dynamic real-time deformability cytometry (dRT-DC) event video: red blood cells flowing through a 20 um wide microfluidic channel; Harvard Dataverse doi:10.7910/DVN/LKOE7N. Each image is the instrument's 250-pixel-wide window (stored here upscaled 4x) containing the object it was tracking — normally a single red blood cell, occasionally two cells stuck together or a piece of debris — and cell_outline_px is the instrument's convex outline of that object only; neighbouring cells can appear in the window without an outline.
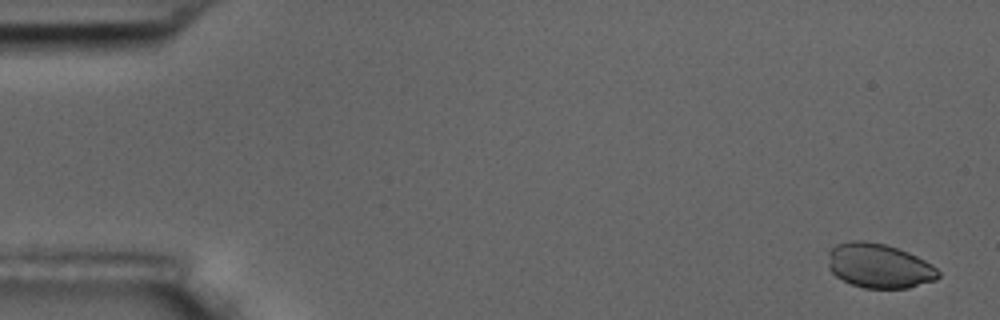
{"species": "common noctule bat (a hibernating species)", "species_latin": "Nyctalus noctula", "temperature_condition": "room temperature", "stored_images_in_passage": 15, "camera_frame_rate_fps": 3000, "um_per_image_px": 0.085, "animal": {"sex": "male", "body_mass_g": 17.5, "forearm_length_mm": 52.3}, "frame": {"image": 1, "passage_image": 1, "time_ms": 0.0, "image_size_px": [1000, 320], "cell_outline_px": [[940, 276], [936, 280], [908, 288], [864, 288], [852, 284], [836, 276], [828, 268], [828, 252], [836, 244], [852, 240], [864, 240], [884, 244], [908, 252], [932, 264], [940, 272]], "centroid_in_image_um": [74.72, 22.59], "position_along_channel_um": 10.3, "area_um2": 28.61}}
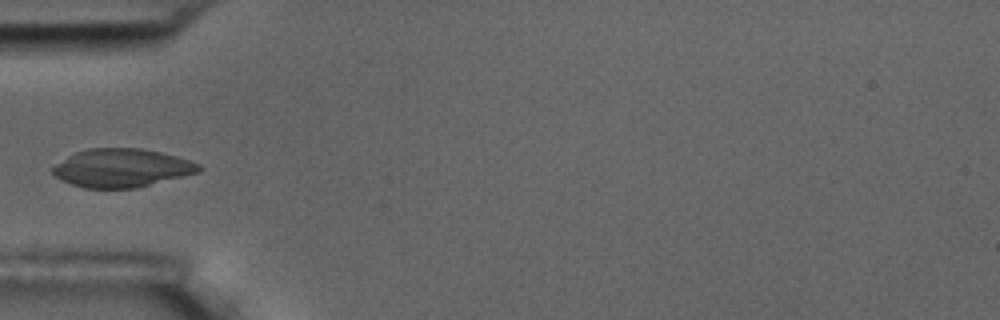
{"frame": {"image": 2, "passage_image": 5, "time_ms": 5.667, "image_size_px": [1000, 320], "cell_outline_px": [[200, 172], [136, 188], [84, 188], [72, 184], [56, 176], [52, 172], [52, 168], [56, 164], [68, 156], [76, 152], [92, 148], [140, 148], [160, 152], [176, 156], [200, 164]], "centroid_in_image_um": [10.36, 14.28], "position_along_channel_um": 74.6, "area_um2": 32.37}}
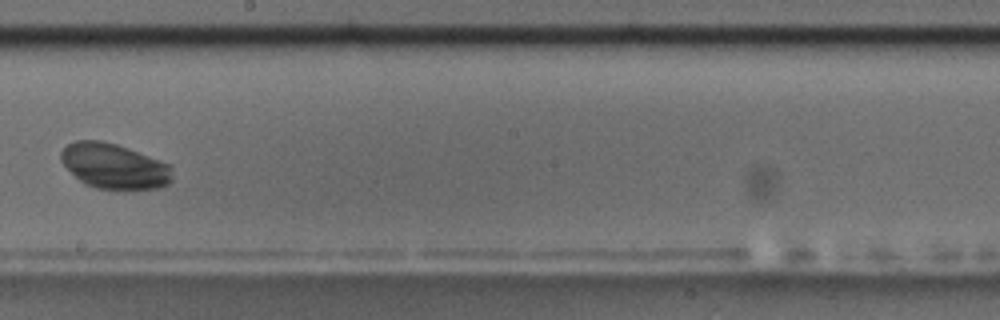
{"frame": {"image": 3, "passage_image": 9, "time_ms": 10.333, "image_size_px": [1000, 320], "cell_outline_px": [[172, 180], [168, 184], [160, 188], [96, 188], [80, 180], [60, 160], [60, 152], [68, 144], [76, 140], [100, 140], [116, 144], [128, 148], [172, 164]], "centroid_in_image_um": [9.74, 14.1], "position_along_channel_um": 238.5, "area_um2": 29.07}, "authors_computed_cell_mechanics": {"area_um2": 29.2468, "velocity_mm_per_s": 3.5264, "shape_relaxation_time_tau1_ms": 1.2577, "shape_relaxation_time_tau2_ms": null, "deformation_change_tau1": 0.0775, "deformation_change_tau2": null}}